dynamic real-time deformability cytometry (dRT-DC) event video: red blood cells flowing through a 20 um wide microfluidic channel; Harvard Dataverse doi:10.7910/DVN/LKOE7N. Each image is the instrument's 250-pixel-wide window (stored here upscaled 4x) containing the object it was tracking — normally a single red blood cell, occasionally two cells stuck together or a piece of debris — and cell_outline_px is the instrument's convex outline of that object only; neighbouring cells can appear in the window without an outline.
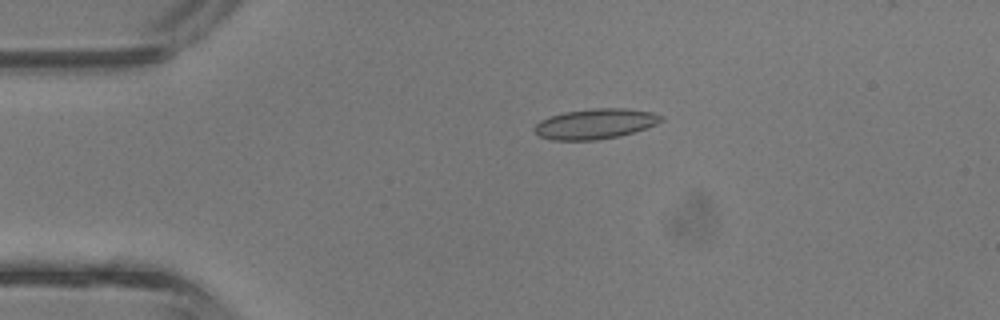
{"species": "common noctule bat (a hibernating species)", "species_latin": "Nyctalus noctula", "temperature_condition": "room temperature", "stored_images_in_passage": 3, "camera_frame_rate_fps": 3000, "um_per_image_px": 0.085, "animal": {"sex": "male", "body_mass_g": 13.3}, "frame": {"image": 1, "passage_image": 2, "time_ms": 0.333, "image_size_px": [1000, 320], "cell_outline_px": [[664, 120], [656, 124], [620, 136], [596, 140], [552, 140], [540, 136], [532, 128], [540, 120], [548, 116], [564, 112], [596, 108], [624, 108], [652, 112], [664, 116]], "centroid_in_image_um": [50.58, 10.52], "position_along_channel_um": 34.4, "area_um2": 22.31}}